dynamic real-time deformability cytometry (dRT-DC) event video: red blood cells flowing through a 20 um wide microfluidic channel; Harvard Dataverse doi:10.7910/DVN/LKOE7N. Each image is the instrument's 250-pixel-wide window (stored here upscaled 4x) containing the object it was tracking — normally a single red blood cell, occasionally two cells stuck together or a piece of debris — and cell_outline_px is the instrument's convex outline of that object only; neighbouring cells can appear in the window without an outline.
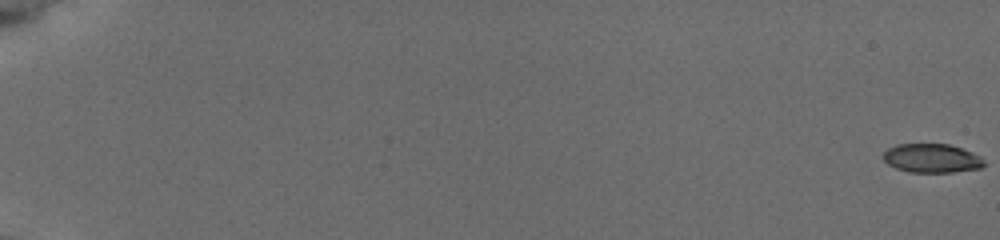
{"species": "common noctule bat (a hibernating species)", "species_latin": "Nyctalus noctula", "temperature_condition": "cold", "stored_images_in_passage": 18, "camera_frame_rate_fps": 3000, "um_per_image_px": 0.085, "animal": {"sex": "female", "body_mass_g": 19.5, "forearm_length_mm": 54.1}, "frame": {"image": 1, "passage_image": 1, "time_ms": 0.0, "image_size_px": [1000, 240], "cell_outline_px": [[984, 164], [980, 168], [952, 172], [908, 172], [896, 168], [888, 164], [884, 160], [884, 152], [888, 148], [896, 144], [948, 144], [972, 152], [980, 156], [984, 160]], "centroid_in_image_um": [79.19, 13.45], "position_along_channel_um": 5.8, "area_um2": 16.88}}
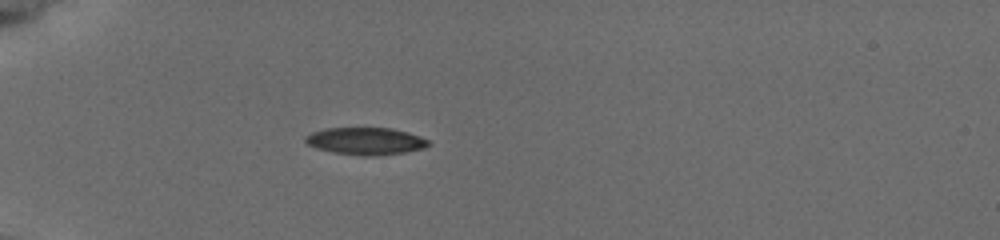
{"frame": {"image": 2, "passage_image": 16, "time_ms": 6.333, "image_size_px": [1000, 240], "cell_outline_px": [[428, 144], [424, 148], [404, 152], [372, 156], [360, 156], [336, 152], [316, 148], [308, 144], [304, 140], [304, 136], [312, 132], [324, 128], [392, 128], [408, 132], [420, 136], [428, 140]], "centroid_in_image_um": [31.06, 11.98], "position_along_channel_um": 53.9, "area_um2": 19.42}}
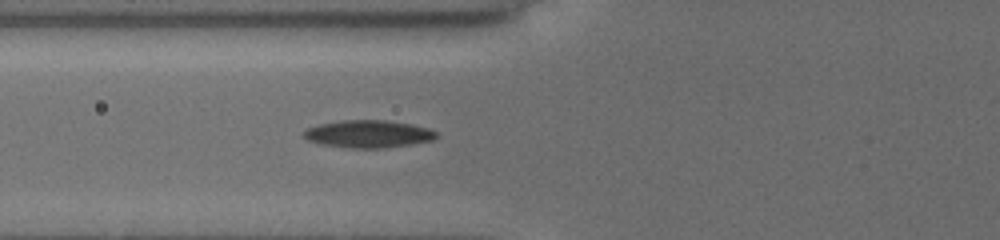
{"frame": {"image": 3, "passage_image": 18, "time_ms": 8.0, "image_size_px": [1000, 240], "cell_outline_px": [[436, 136], [432, 140], [384, 148], [348, 148], [320, 144], [308, 140], [304, 136], [304, 132], [308, 128], [320, 124], [344, 120], [384, 120], [412, 124], [428, 128], [436, 132]], "centroid_in_image_um": [31.29, 11.39], "position_along_channel_um": 94.5, "area_um2": 20.98}}